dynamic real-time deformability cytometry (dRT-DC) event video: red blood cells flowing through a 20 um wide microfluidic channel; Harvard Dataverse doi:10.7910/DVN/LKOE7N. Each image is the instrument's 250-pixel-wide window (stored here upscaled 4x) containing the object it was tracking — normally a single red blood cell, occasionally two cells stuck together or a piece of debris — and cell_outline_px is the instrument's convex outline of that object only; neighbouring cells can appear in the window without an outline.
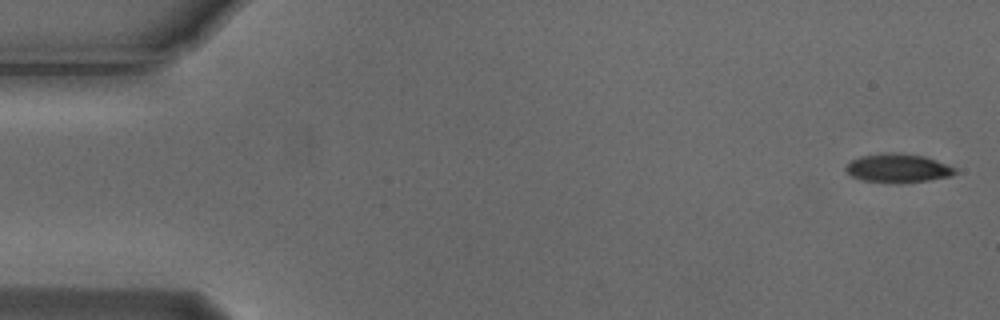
{"species": "Egyptian fruit bat (a non-hibernating species)", "species_latin": "Rousettus aegyptiacus", "temperature_condition": "cold", "stored_images_in_passage": 6, "camera_frame_rate_fps": 3000, "um_per_image_px": 0.085, "animal": {"sex": "male"}, "frame": {"image": 1, "passage_image": 1, "time_ms": 0.0, "image_size_px": [1000, 320], "cell_outline_px": [[956, 172], [952, 176], [928, 180], [860, 180], [852, 176], [844, 168], [852, 160], [860, 156], [896, 152], [924, 156], [936, 160], [956, 168]], "centroid_in_image_um": [76.34, 14.25], "position_along_channel_um": 8.7, "area_um2": 17.34}}
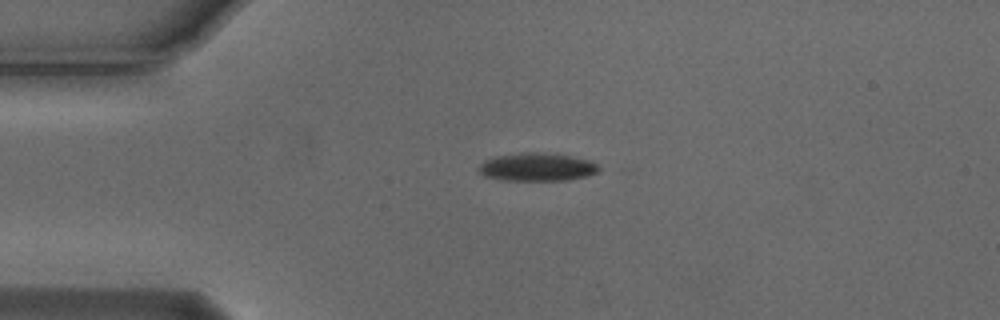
{"frame": {"image": 2, "passage_image": 4, "time_ms": 1.0, "image_size_px": [1000, 320], "cell_outline_px": [[604, 168], [600, 172], [588, 176], [568, 180], [504, 180], [484, 176], [476, 168], [484, 160], [496, 156], [520, 152], [540, 152], [572, 156], [592, 160]], "centroid_in_image_um": [45.72, 14.19], "position_along_channel_um": 39.3, "area_um2": 20.11}}
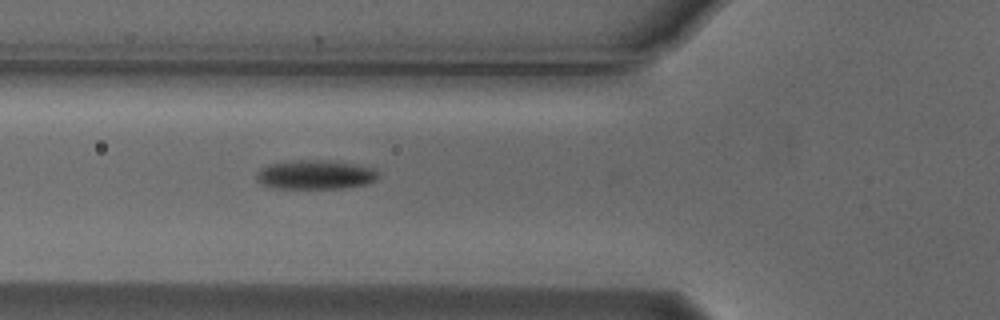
{"frame": {"image": 3, "passage_image": 6, "time_ms": 1.667, "image_size_px": [1000, 320], "cell_outline_px": [[380, 176], [376, 180], [364, 184], [344, 188], [272, 188], [256, 180], [256, 172], [260, 168], [268, 164], [300, 160], [328, 160], [352, 164], [372, 168]], "centroid_in_image_um": [26.76, 14.85], "position_along_channel_um": 99.0, "area_um2": 20.52}}